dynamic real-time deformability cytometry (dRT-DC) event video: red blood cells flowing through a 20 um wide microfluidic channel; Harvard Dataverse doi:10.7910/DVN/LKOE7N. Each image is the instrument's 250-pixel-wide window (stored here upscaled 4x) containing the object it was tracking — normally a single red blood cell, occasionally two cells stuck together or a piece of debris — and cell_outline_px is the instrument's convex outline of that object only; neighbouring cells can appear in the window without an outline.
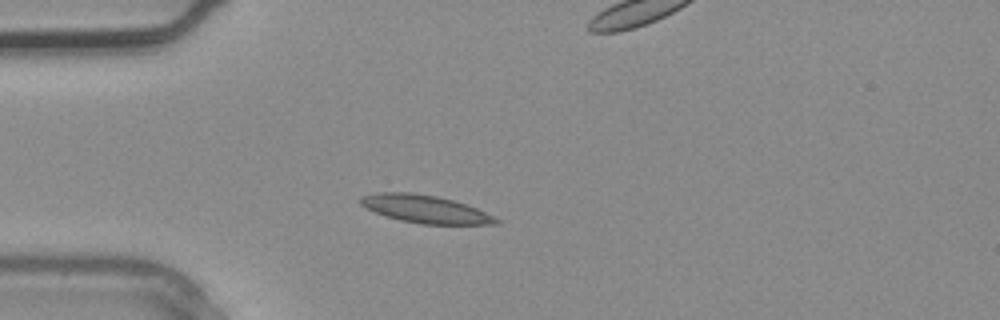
{"species": "common noctule bat (a hibernating species)", "species_latin": "Nyctalus noctula", "temperature_condition": "warm", "stored_images_in_passage": 3, "camera_frame_rate_fps": 3000, "um_per_image_px": 0.085, "animal": {"sex": "male", "body_mass_g": 20.4}, "frame": {"image": 1, "passage_image": 2, "time_ms": 0.333, "image_size_px": [1000, 320], "cell_outline_px": [[500, 224], [424, 224], [400, 220], [376, 212], [360, 204], [360, 196], [376, 192], [412, 192], [436, 196], [468, 204], [500, 220]], "centroid_in_image_um": [36.14, 17.76], "position_along_channel_um": 48.9, "area_um2": 21.73}}